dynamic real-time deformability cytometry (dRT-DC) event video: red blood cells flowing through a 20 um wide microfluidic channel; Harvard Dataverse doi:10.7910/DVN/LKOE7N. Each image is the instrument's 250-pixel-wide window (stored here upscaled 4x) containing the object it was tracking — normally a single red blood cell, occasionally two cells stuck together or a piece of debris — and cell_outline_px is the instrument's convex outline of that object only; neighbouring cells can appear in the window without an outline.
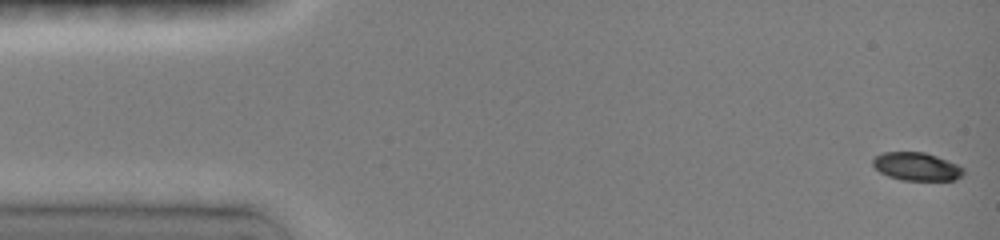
{"species": "common noctule bat (a hibernating species)", "species_latin": "Nyctalus noctula", "temperature_condition": "room temperature", "stored_images_in_passage": 48, "camera_frame_rate_fps": 3000, "um_per_image_px": 0.085, "animal": {"sex": "female", "body_mass_g": 19.0, "forearm_length_mm": 51.5}, "frame": {"image": 1, "passage_image": 1, "time_ms": 0.0, "image_size_px": [1000, 240], "cell_outline_px": [[964, 176], [956, 180], [900, 180], [888, 176], [880, 172], [872, 164], [872, 160], [876, 156], [884, 152], [924, 152], [936, 156], [956, 164], [964, 168]], "centroid_in_image_um": [77.93, 14.16], "position_along_channel_um": 7.1, "area_um2": 14.85}}
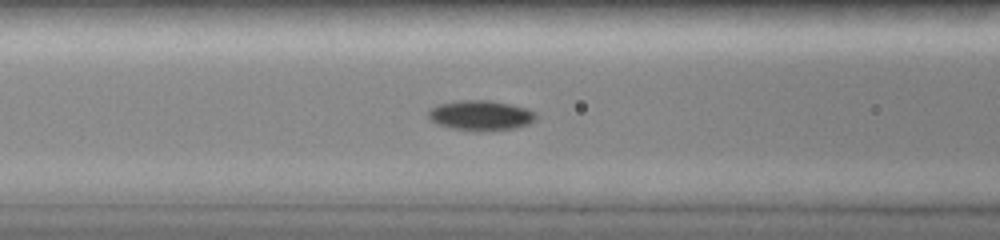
{"frame": {"image": 2, "passage_image": 19, "time_ms": 6.0, "image_size_px": [1000, 240], "cell_outline_px": [[536, 116], [528, 124], [512, 128], [452, 128], [436, 124], [428, 116], [428, 112], [432, 108], [440, 104], [460, 100], [488, 100], [528, 108], [536, 112]], "centroid_in_image_um": [40.85, 9.75], "position_along_channel_um": 125.8, "area_um2": 17.8}}
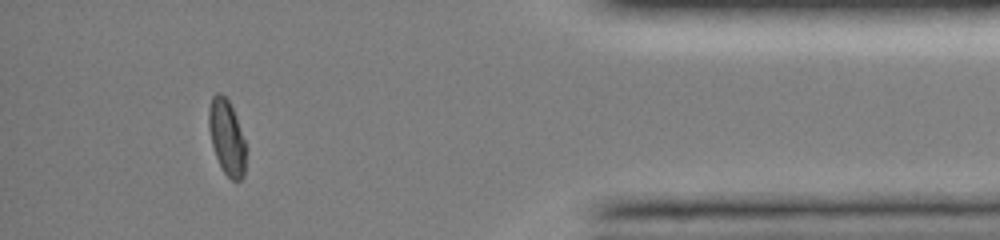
{"frame": {"image": 3, "passage_image": 43, "time_ms": 14.0, "image_size_px": [1000, 240], "cell_outline_px": [[244, 176], [240, 180], [232, 180], [224, 172], [216, 156], [212, 144], [208, 128], [208, 108], [212, 96], [216, 92], [220, 92], [228, 100], [232, 108], [244, 140]], "centroid_in_image_um": [19.23, 11.63], "position_along_channel_um": 416.0, "area_um2": 15.84}, "authors_computed_cell_mechanics": {"area_um2": 16.7042, "velocity_mm_per_s": 4.0392, "shape_relaxation_time_tau1_ms": 3.6786, "shape_relaxation_time_tau2_ms": null, "deformation_change_tau1": 0.1655, "deformation_change_tau2": null}}